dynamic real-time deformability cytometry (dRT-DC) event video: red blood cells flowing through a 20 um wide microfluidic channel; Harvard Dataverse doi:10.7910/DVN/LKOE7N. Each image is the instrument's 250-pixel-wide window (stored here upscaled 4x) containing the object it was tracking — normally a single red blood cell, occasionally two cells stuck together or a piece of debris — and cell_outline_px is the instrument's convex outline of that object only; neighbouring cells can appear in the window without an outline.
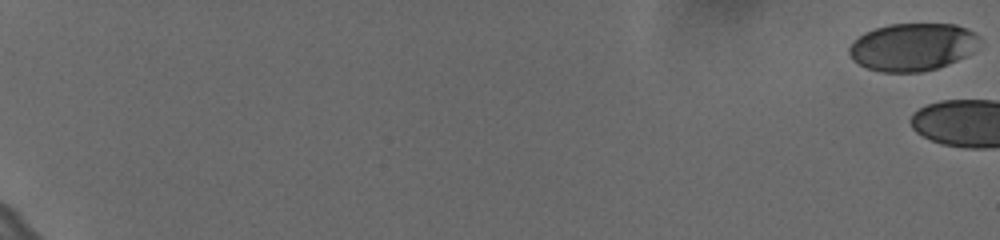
{"species": "human", "species_latin": "Homo sapiens", "temperature_condition": "cold", "stored_images_in_passage": 20, "camera_frame_rate_fps": 3000, "um_per_image_px": 0.085, "donor": {"sex": "female"}, "frame": {"image": 1, "passage_image": 1, "time_ms": 0.0, "image_size_px": [1000, 240], "cell_outline_px": [[980, 40], [972, 52], [948, 64], [936, 68], [920, 72], [880, 72], [868, 68], [852, 60], [848, 52], [848, 48], [864, 32], [888, 24], [956, 24], [976, 32], [980, 36]], "centroid_in_image_um": [77.57, 3.98], "position_along_channel_um": 7.4, "area_um2": 36.13}}
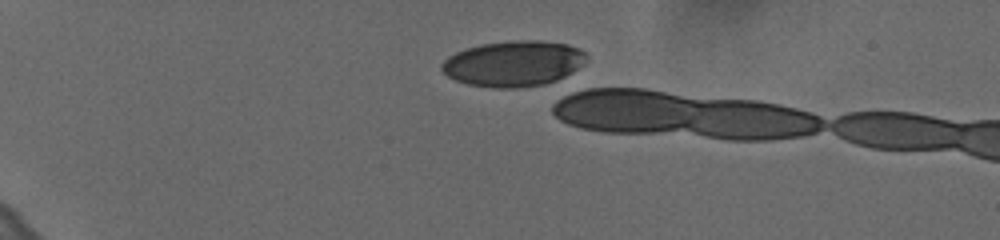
{"frame": {"image": 2, "passage_image": 18, "time_ms": 5.667, "image_size_px": [1000, 240], "cell_outline_px": [[588, 56], [584, 64], [572, 72], [556, 80], [544, 84], [512, 88], [496, 88], [468, 84], [456, 80], [448, 76], [440, 68], [440, 64], [448, 56], [456, 52], [480, 44], [512, 40], [540, 40], [568, 44], [580, 48]], "centroid_in_image_um": [43.66, 5.39], "position_along_channel_um": 41.3, "area_um2": 38.55}}